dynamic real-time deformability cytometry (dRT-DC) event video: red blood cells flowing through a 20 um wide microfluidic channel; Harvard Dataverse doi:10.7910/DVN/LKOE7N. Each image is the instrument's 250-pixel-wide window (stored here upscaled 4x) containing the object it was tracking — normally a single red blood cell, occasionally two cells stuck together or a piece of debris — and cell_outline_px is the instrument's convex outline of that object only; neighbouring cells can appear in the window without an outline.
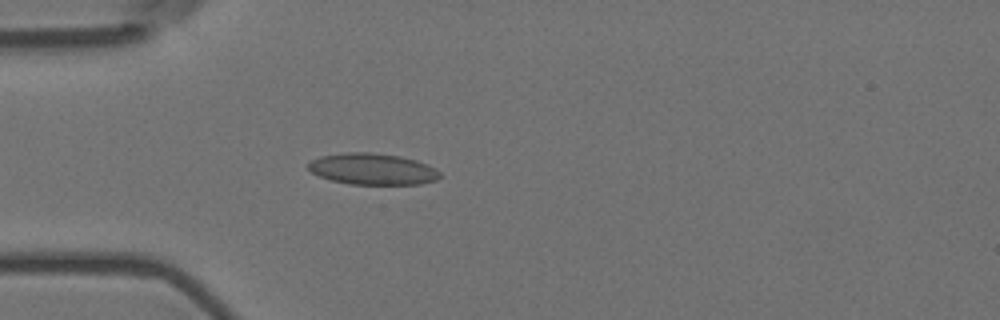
{"species": "Egyptian fruit bat (a non-hibernating species)", "species_latin": "Rousettus aegyptiacus", "temperature_condition": "room temperature", "stored_images_in_passage": 5, "camera_frame_rate_fps": 3000, "um_per_image_px": 0.085, "animal": {"sex": "female"}, "frame": {"image": 1, "passage_image": 5, "time_ms": 1.333, "image_size_px": [1000, 320], "cell_outline_px": [[440, 176], [436, 180], [420, 184], [348, 184], [332, 180], [320, 176], [312, 172], [308, 168], [308, 164], [312, 160], [320, 156], [348, 152], [368, 152], [400, 156], [416, 160], [428, 164], [440, 172]], "centroid_in_image_um": [31.68, 14.37], "position_along_channel_um": 53.3, "area_um2": 23.93}}